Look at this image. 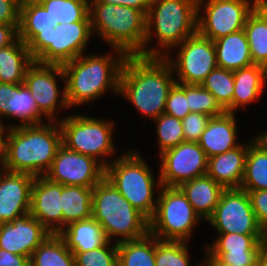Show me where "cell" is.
I'll list each match as a JSON object with an SVG mask.
<instances>
[{"label":"cell","mask_w":267,"mask_h":266,"mask_svg":"<svg viewBox=\"0 0 267 266\" xmlns=\"http://www.w3.org/2000/svg\"><path fill=\"white\" fill-rule=\"evenodd\" d=\"M114 124L112 120L83 114L67 115L59 120L62 144L72 151L96 159L106 168L114 160L107 158L116 154Z\"/></svg>","instance_id":"ba28073f"},{"label":"cell","mask_w":267,"mask_h":266,"mask_svg":"<svg viewBox=\"0 0 267 266\" xmlns=\"http://www.w3.org/2000/svg\"><path fill=\"white\" fill-rule=\"evenodd\" d=\"M225 153L208 158L207 175L225 189L240 188L244 177L248 146L258 137Z\"/></svg>","instance_id":"7402d4cb"},{"label":"cell","mask_w":267,"mask_h":266,"mask_svg":"<svg viewBox=\"0 0 267 266\" xmlns=\"http://www.w3.org/2000/svg\"><path fill=\"white\" fill-rule=\"evenodd\" d=\"M5 171L4 167L2 166V163H0V177H1V174Z\"/></svg>","instance_id":"6f0895ef"},{"label":"cell","mask_w":267,"mask_h":266,"mask_svg":"<svg viewBox=\"0 0 267 266\" xmlns=\"http://www.w3.org/2000/svg\"><path fill=\"white\" fill-rule=\"evenodd\" d=\"M257 136L267 145V131L260 132Z\"/></svg>","instance_id":"f5cc1de1"},{"label":"cell","mask_w":267,"mask_h":266,"mask_svg":"<svg viewBox=\"0 0 267 266\" xmlns=\"http://www.w3.org/2000/svg\"><path fill=\"white\" fill-rule=\"evenodd\" d=\"M50 234L29 212L0 224V249L31 258L36 248Z\"/></svg>","instance_id":"ac0fdd59"},{"label":"cell","mask_w":267,"mask_h":266,"mask_svg":"<svg viewBox=\"0 0 267 266\" xmlns=\"http://www.w3.org/2000/svg\"><path fill=\"white\" fill-rule=\"evenodd\" d=\"M18 38V26L0 24V49L13 44Z\"/></svg>","instance_id":"7dc6e473"},{"label":"cell","mask_w":267,"mask_h":266,"mask_svg":"<svg viewBox=\"0 0 267 266\" xmlns=\"http://www.w3.org/2000/svg\"><path fill=\"white\" fill-rule=\"evenodd\" d=\"M266 83L260 65H252L234 71V94L232 99V113L239 108L250 105L260 99Z\"/></svg>","instance_id":"4316f807"},{"label":"cell","mask_w":267,"mask_h":266,"mask_svg":"<svg viewBox=\"0 0 267 266\" xmlns=\"http://www.w3.org/2000/svg\"><path fill=\"white\" fill-rule=\"evenodd\" d=\"M236 121V113L232 112H225L209 119L206 129L198 141L207 158L225 153L241 144L237 140Z\"/></svg>","instance_id":"603a6c76"},{"label":"cell","mask_w":267,"mask_h":266,"mask_svg":"<svg viewBox=\"0 0 267 266\" xmlns=\"http://www.w3.org/2000/svg\"><path fill=\"white\" fill-rule=\"evenodd\" d=\"M48 11L52 26L91 21L90 0H38Z\"/></svg>","instance_id":"e575fe53"},{"label":"cell","mask_w":267,"mask_h":266,"mask_svg":"<svg viewBox=\"0 0 267 266\" xmlns=\"http://www.w3.org/2000/svg\"><path fill=\"white\" fill-rule=\"evenodd\" d=\"M205 266H232L229 264H204Z\"/></svg>","instance_id":"9f6ffc18"},{"label":"cell","mask_w":267,"mask_h":266,"mask_svg":"<svg viewBox=\"0 0 267 266\" xmlns=\"http://www.w3.org/2000/svg\"><path fill=\"white\" fill-rule=\"evenodd\" d=\"M9 117L20 122L19 124H9V128L47 122L39 112L34 97L24 83H0V120L10 119Z\"/></svg>","instance_id":"44dd1931"},{"label":"cell","mask_w":267,"mask_h":266,"mask_svg":"<svg viewBox=\"0 0 267 266\" xmlns=\"http://www.w3.org/2000/svg\"><path fill=\"white\" fill-rule=\"evenodd\" d=\"M162 186L179 187L207 173L208 158L198 142H183L159 154Z\"/></svg>","instance_id":"9a60e30c"},{"label":"cell","mask_w":267,"mask_h":266,"mask_svg":"<svg viewBox=\"0 0 267 266\" xmlns=\"http://www.w3.org/2000/svg\"><path fill=\"white\" fill-rule=\"evenodd\" d=\"M61 145L62 131L57 121L8 127L2 166L10 172L44 176Z\"/></svg>","instance_id":"7a4b0ae2"},{"label":"cell","mask_w":267,"mask_h":266,"mask_svg":"<svg viewBox=\"0 0 267 266\" xmlns=\"http://www.w3.org/2000/svg\"><path fill=\"white\" fill-rule=\"evenodd\" d=\"M200 85L210 91L226 112H232L234 71L217 66Z\"/></svg>","instance_id":"d590c367"},{"label":"cell","mask_w":267,"mask_h":266,"mask_svg":"<svg viewBox=\"0 0 267 266\" xmlns=\"http://www.w3.org/2000/svg\"><path fill=\"white\" fill-rule=\"evenodd\" d=\"M58 235L73 254L102 247L108 242L102 226L93 217L68 224Z\"/></svg>","instance_id":"d4e9b609"},{"label":"cell","mask_w":267,"mask_h":266,"mask_svg":"<svg viewBox=\"0 0 267 266\" xmlns=\"http://www.w3.org/2000/svg\"><path fill=\"white\" fill-rule=\"evenodd\" d=\"M151 0H90V3H105L123 5L143 11L146 15L149 10Z\"/></svg>","instance_id":"bcb514c9"},{"label":"cell","mask_w":267,"mask_h":266,"mask_svg":"<svg viewBox=\"0 0 267 266\" xmlns=\"http://www.w3.org/2000/svg\"><path fill=\"white\" fill-rule=\"evenodd\" d=\"M248 194L259 225L267 229V190L248 191Z\"/></svg>","instance_id":"7bdbcfd3"},{"label":"cell","mask_w":267,"mask_h":266,"mask_svg":"<svg viewBox=\"0 0 267 266\" xmlns=\"http://www.w3.org/2000/svg\"><path fill=\"white\" fill-rule=\"evenodd\" d=\"M165 57L128 55L119 79V96L141 115L154 120L164 113L170 89L176 83Z\"/></svg>","instance_id":"6da1fadb"},{"label":"cell","mask_w":267,"mask_h":266,"mask_svg":"<svg viewBox=\"0 0 267 266\" xmlns=\"http://www.w3.org/2000/svg\"><path fill=\"white\" fill-rule=\"evenodd\" d=\"M7 125L0 120V163H2L4 157V148H5V136L7 133Z\"/></svg>","instance_id":"c3c4849f"},{"label":"cell","mask_w":267,"mask_h":266,"mask_svg":"<svg viewBox=\"0 0 267 266\" xmlns=\"http://www.w3.org/2000/svg\"><path fill=\"white\" fill-rule=\"evenodd\" d=\"M92 33L128 55H139L144 49L146 14L135 8L90 3Z\"/></svg>","instance_id":"8992f818"},{"label":"cell","mask_w":267,"mask_h":266,"mask_svg":"<svg viewBox=\"0 0 267 266\" xmlns=\"http://www.w3.org/2000/svg\"><path fill=\"white\" fill-rule=\"evenodd\" d=\"M54 28L48 11L38 0H30L20 8L18 37L28 45L41 31Z\"/></svg>","instance_id":"1f68e13d"},{"label":"cell","mask_w":267,"mask_h":266,"mask_svg":"<svg viewBox=\"0 0 267 266\" xmlns=\"http://www.w3.org/2000/svg\"><path fill=\"white\" fill-rule=\"evenodd\" d=\"M138 150H129L105 168V177L132 206L150 220L156 210L155 190L161 188L160 174L154 173ZM151 169V170H150Z\"/></svg>","instance_id":"52a82bcc"},{"label":"cell","mask_w":267,"mask_h":266,"mask_svg":"<svg viewBox=\"0 0 267 266\" xmlns=\"http://www.w3.org/2000/svg\"><path fill=\"white\" fill-rule=\"evenodd\" d=\"M60 79L65 84L64 71L60 65L34 61L25 73L24 84L34 97L39 112L47 121L59 122L57 114L61 113V109H70L66 100L65 85L62 90L58 85Z\"/></svg>","instance_id":"4fadbf2b"},{"label":"cell","mask_w":267,"mask_h":266,"mask_svg":"<svg viewBox=\"0 0 267 266\" xmlns=\"http://www.w3.org/2000/svg\"><path fill=\"white\" fill-rule=\"evenodd\" d=\"M207 223L217 233L264 234L252 209L249 194L241 188L223 191Z\"/></svg>","instance_id":"5bb4252c"},{"label":"cell","mask_w":267,"mask_h":266,"mask_svg":"<svg viewBox=\"0 0 267 266\" xmlns=\"http://www.w3.org/2000/svg\"><path fill=\"white\" fill-rule=\"evenodd\" d=\"M11 1L14 2L16 5H18L21 8L30 0H11Z\"/></svg>","instance_id":"db71d44e"},{"label":"cell","mask_w":267,"mask_h":266,"mask_svg":"<svg viewBox=\"0 0 267 266\" xmlns=\"http://www.w3.org/2000/svg\"><path fill=\"white\" fill-rule=\"evenodd\" d=\"M35 176L4 171L0 177V224L13 221L31 209V187Z\"/></svg>","instance_id":"d6986e66"},{"label":"cell","mask_w":267,"mask_h":266,"mask_svg":"<svg viewBox=\"0 0 267 266\" xmlns=\"http://www.w3.org/2000/svg\"><path fill=\"white\" fill-rule=\"evenodd\" d=\"M214 42L217 66L235 71L254 65L244 30H239Z\"/></svg>","instance_id":"484cf974"},{"label":"cell","mask_w":267,"mask_h":266,"mask_svg":"<svg viewBox=\"0 0 267 266\" xmlns=\"http://www.w3.org/2000/svg\"><path fill=\"white\" fill-rule=\"evenodd\" d=\"M243 30L253 64L261 65L267 59V15L258 5L248 15Z\"/></svg>","instance_id":"836d02e7"},{"label":"cell","mask_w":267,"mask_h":266,"mask_svg":"<svg viewBox=\"0 0 267 266\" xmlns=\"http://www.w3.org/2000/svg\"><path fill=\"white\" fill-rule=\"evenodd\" d=\"M92 217L111 242L137 240L149 233V220L106 177L93 187Z\"/></svg>","instance_id":"5b68a950"},{"label":"cell","mask_w":267,"mask_h":266,"mask_svg":"<svg viewBox=\"0 0 267 266\" xmlns=\"http://www.w3.org/2000/svg\"><path fill=\"white\" fill-rule=\"evenodd\" d=\"M93 188L62 185V229L70 223L92 218Z\"/></svg>","instance_id":"f1b7e54d"},{"label":"cell","mask_w":267,"mask_h":266,"mask_svg":"<svg viewBox=\"0 0 267 266\" xmlns=\"http://www.w3.org/2000/svg\"><path fill=\"white\" fill-rule=\"evenodd\" d=\"M263 248L267 251V229L264 230Z\"/></svg>","instance_id":"11a10c76"},{"label":"cell","mask_w":267,"mask_h":266,"mask_svg":"<svg viewBox=\"0 0 267 266\" xmlns=\"http://www.w3.org/2000/svg\"><path fill=\"white\" fill-rule=\"evenodd\" d=\"M175 49L177 54L169 53L165 58L177 75L176 83L200 85L217 67L214 42L198 32L186 38Z\"/></svg>","instance_id":"7c38bea8"},{"label":"cell","mask_w":267,"mask_h":266,"mask_svg":"<svg viewBox=\"0 0 267 266\" xmlns=\"http://www.w3.org/2000/svg\"><path fill=\"white\" fill-rule=\"evenodd\" d=\"M61 193L62 184L44 176L35 177L31 187L30 214L52 234L62 230Z\"/></svg>","instance_id":"ffe728a7"},{"label":"cell","mask_w":267,"mask_h":266,"mask_svg":"<svg viewBox=\"0 0 267 266\" xmlns=\"http://www.w3.org/2000/svg\"><path fill=\"white\" fill-rule=\"evenodd\" d=\"M30 266H76V262L63 239L50 234L31 255Z\"/></svg>","instance_id":"4dcf8cb0"},{"label":"cell","mask_w":267,"mask_h":266,"mask_svg":"<svg viewBox=\"0 0 267 266\" xmlns=\"http://www.w3.org/2000/svg\"><path fill=\"white\" fill-rule=\"evenodd\" d=\"M93 35L91 21L61 23L41 31L27 47L35 62L62 66L84 54Z\"/></svg>","instance_id":"9c48e42d"},{"label":"cell","mask_w":267,"mask_h":266,"mask_svg":"<svg viewBox=\"0 0 267 266\" xmlns=\"http://www.w3.org/2000/svg\"><path fill=\"white\" fill-rule=\"evenodd\" d=\"M186 98L192 113H202L214 117L226 112L210 91L201 85L186 84Z\"/></svg>","instance_id":"f35d334b"},{"label":"cell","mask_w":267,"mask_h":266,"mask_svg":"<svg viewBox=\"0 0 267 266\" xmlns=\"http://www.w3.org/2000/svg\"><path fill=\"white\" fill-rule=\"evenodd\" d=\"M74 256L76 266H118V248L113 241L87 252L75 253Z\"/></svg>","instance_id":"ab89813d"},{"label":"cell","mask_w":267,"mask_h":266,"mask_svg":"<svg viewBox=\"0 0 267 266\" xmlns=\"http://www.w3.org/2000/svg\"><path fill=\"white\" fill-rule=\"evenodd\" d=\"M44 177L62 185L93 188L105 177V167L96 159L72 151L62 144Z\"/></svg>","instance_id":"2e32d148"},{"label":"cell","mask_w":267,"mask_h":266,"mask_svg":"<svg viewBox=\"0 0 267 266\" xmlns=\"http://www.w3.org/2000/svg\"><path fill=\"white\" fill-rule=\"evenodd\" d=\"M260 67H261V71L263 73L264 81L267 85V59L265 61H263V63H261Z\"/></svg>","instance_id":"f907efd6"},{"label":"cell","mask_w":267,"mask_h":266,"mask_svg":"<svg viewBox=\"0 0 267 266\" xmlns=\"http://www.w3.org/2000/svg\"><path fill=\"white\" fill-rule=\"evenodd\" d=\"M179 188L203 221L212 216L225 190L207 174L183 182Z\"/></svg>","instance_id":"cb8c5ba5"},{"label":"cell","mask_w":267,"mask_h":266,"mask_svg":"<svg viewBox=\"0 0 267 266\" xmlns=\"http://www.w3.org/2000/svg\"><path fill=\"white\" fill-rule=\"evenodd\" d=\"M0 266H30V258L0 249Z\"/></svg>","instance_id":"f6af8a7d"},{"label":"cell","mask_w":267,"mask_h":266,"mask_svg":"<svg viewBox=\"0 0 267 266\" xmlns=\"http://www.w3.org/2000/svg\"><path fill=\"white\" fill-rule=\"evenodd\" d=\"M264 234L218 233L204 254V264L255 266L263 248Z\"/></svg>","instance_id":"e0dca14e"},{"label":"cell","mask_w":267,"mask_h":266,"mask_svg":"<svg viewBox=\"0 0 267 266\" xmlns=\"http://www.w3.org/2000/svg\"><path fill=\"white\" fill-rule=\"evenodd\" d=\"M257 5L258 0H198L197 32L215 41L243 30L248 15Z\"/></svg>","instance_id":"8fae6325"},{"label":"cell","mask_w":267,"mask_h":266,"mask_svg":"<svg viewBox=\"0 0 267 266\" xmlns=\"http://www.w3.org/2000/svg\"><path fill=\"white\" fill-rule=\"evenodd\" d=\"M118 266H155V236L117 243Z\"/></svg>","instance_id":"d6a6232c"},{"label":"cell","mask_w":267,"mask_h":266,"mask_svg":"<svg viewBox=\"0 0 267 266\" xmlns=\"http://www.w3.org/2000/svg\"><path fill=\"white\" fill-rule=\"evenodd\" d=\"M241 189L267 190V145L257 137L249 146Z\"/></svg>","instance_id":"f546056e"},{"label":"cell","mask_w":267,"mask_h":266,"mask_svg":"<svg viewBox=\"0 0 267 266\" xmlns=\"http://www.w3.org/2000/svg\"><path fill=\"white\" fill-rule=\"evenodd\" d=\"M34 62L27 45L18 38L0 49V83H24L27 68Z\"/></svg>","instance_id":"83f0119b"},{"label":"cell","mask_w":267,"mask_h":266,"mask_svg":"<svg viewBox=\"0 0 267 266\" xmlns=\"http://www.w3.org/2000/svg\"><path fill=\"white\" fill-rule=\"evenodd\" d=\"M188 105L186 84L175 83L168 93L164 113L182 120L191 113Z\"/></svg>","instance_id":"60d3db41"},{"label":"cell","mask_w":267,"mask_h":266,"mask_svg":"<svg viewBox=\"0 0 267 266\" xmlns=\"http://www.w3.org/2000/svg\"><path fill=\"white\" fill-rule=\"evenodd\" d=\"M198 0H151L146 15L144 49L147 57H166L186 38L197 32ZM157 38V46L150 47ZM158 47V48H156Z\"/></svg>","instance_id":"277c9868"},{"label":"cell","mask_w":267,"mask_h":266,"mask_svg":"<svg viewBox=\"0 0 267 266\" xmlns=\"http://www.w3.org/2000/svg\"><path fill=\"white\" fill-rule=\"evenodd\" d=\"M112 50L103 55L84 53L62 65L69 108L92 103L107 91L119 95L120 72L127 55L119 49Z\"/></svg>","instance_id":"3957f363"},{"label":"cell","mask_w":267,"mask_h":266,"mask_svg":"<svg viewBox=\"0 0 267 266\" xmlns=\"http://www.w3.org/2000/svg\"><path fill=\"white\" fill-rule=\"evenodd\" d=\"M152 121L155 122L157 128L159 154L185 142L181 119L163 113Z\"/></svg>","instance_id":"74e56055"},{"label":"cell","mask_w":267,"mask_h":266,"mask_svg":"<svg viewBox=\"0 0 267 266\" xmlns=\"http://www.w3.org/2000/svg\"><path fill=\"white\" fill-rule=\"evenodd\" d=\"M211 116L202 113H189L182 119L185 142H198L206 129Z\"/></svg>","instance_id":"b9f144b4"},{"label":"cell","mask_w":267,"mask_h":266,"mask_svg":"<svg viewBox=\"0 0 267 266\" xmlns=\"http://www.w3.org/2000/svg\"><path fill=\"white\" fill-rule=\"evenodd\" d=\"M255 266H267V251L265 249L260 252Z\"/></svg>","instance_id":"681fc988"},{"label":"cell","mask_w":267,"mask_h":266,"mask_svg":"<svg viewBox=\"0 0 267 266\" xmlns=\"http://www.w3.org/2000/svg\"><path fill=\"white\" fill-rule=\"evenodd\" d=\"M20 7L11 0H0V24L19 26Z\"/></svg>","instance_id":"ee69618b"},{"label":"cell","mask_w":267,"mask_h":266,"mask_svg":"<svg viewBox=\"0 0 267 266\" xmlns=\"http://www.w3.org/2000/svg\"><path fill=\"white\" fill-rule=\"evenodd\" d=\"M157 206L149 220V233L160 240L188 242L202 219L179 187L161 186Z\"/></svg>","instance_id":"30bf717a"},{"label":"cell","mask_w":267,"mask_h":266,"mask_svg":"<svg viewBox=\"0 0 267 266\" xmlns=\"http://www.w3.org/2000/svg\"><path fill=\"white\" fill-rule=\"evenodd\" d=\"M258 6L266 13L267 15V0H258Z\"/></svg>","instance_id":"816d5d0a"},{"label":"cell","mask_w":267,"mask_h":266,"mask_svg":"<svg viewBox=\"0 0 267 266\" xmlns=\"http://www.w3.org/2000/svg\"><path fill=\"white\" fill-rule=\"evenodd\" d=\"M188 242L155 237V266H191ZM193 266H204L197 263Z\"/></svg>","instance_id":"8d00e7d4"}]
</instances>
